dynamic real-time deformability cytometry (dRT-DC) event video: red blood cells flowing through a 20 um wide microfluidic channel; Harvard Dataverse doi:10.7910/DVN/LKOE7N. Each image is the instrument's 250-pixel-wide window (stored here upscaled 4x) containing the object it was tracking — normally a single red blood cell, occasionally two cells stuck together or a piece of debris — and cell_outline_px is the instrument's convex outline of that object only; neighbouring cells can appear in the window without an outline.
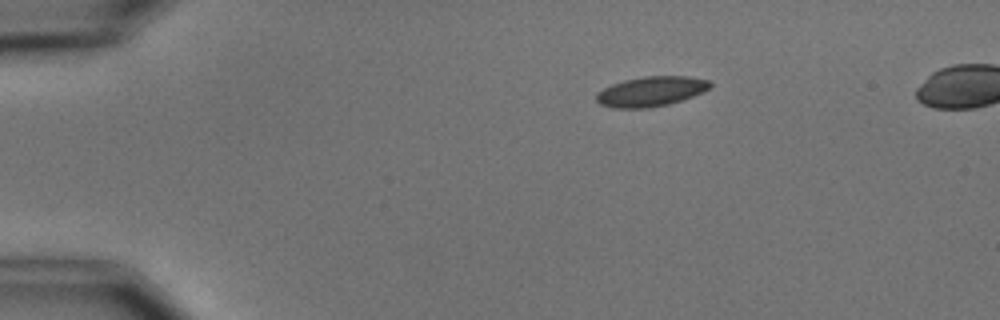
{"species": "common noctule bat (a hibernating species)", "species_latin": "Nyctalus noctula", "temperature_condition": "cold", "stored_images_in_passage": 5, "camera_frame_rate_fps": 3000, "um_per_image_px": 0.085, "animal": {"sex": "male", "body_mass_g": 15.6}, "frame": {"image": 1, "passage_image": 5, "time_ms": 5.333, "image_size_px": [1000, 320], "cell_outline_px": [[712, 84], [704, 92], [668, 104], [648, 108], [612, 108], [600, 104], [596, 100], [596, 92], [612, 84], [624, 80], [644, 76], [688, 76], [708, 80]], "centroid_in_image_um": [55.31, 7.77], "position_along_channel_um": 29.7, "area_um2": 19.77}}